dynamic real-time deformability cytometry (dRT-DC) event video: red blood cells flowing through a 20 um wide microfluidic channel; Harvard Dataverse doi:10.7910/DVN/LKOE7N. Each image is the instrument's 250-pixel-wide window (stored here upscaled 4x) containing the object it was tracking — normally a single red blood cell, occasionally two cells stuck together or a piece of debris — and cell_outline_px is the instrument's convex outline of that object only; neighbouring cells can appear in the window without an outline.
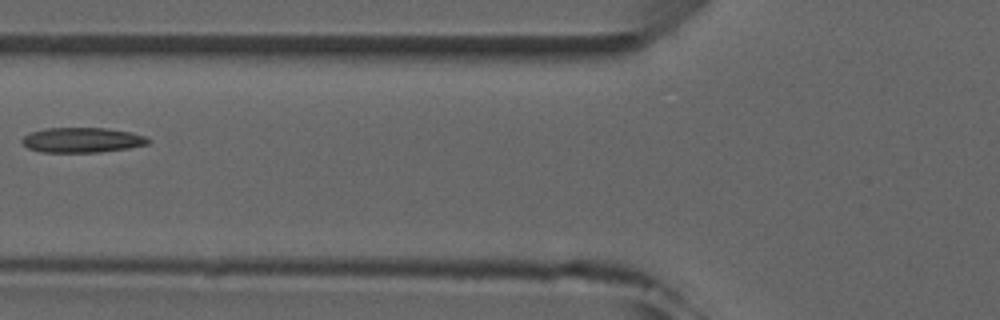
{"species": "common noctule bat (a hibernating species)", "species_latin": "Nyctalus noctula", "temperature_condition": "room temperature", "stored_images_in_passage": 6, "camera_frame_rate_fps": 3000, "um_per_image_px": 0.085, "animal": {"sex": "male", "forearm_length_mm": 52.5}, "frame": {"image": 1, "passage_image": 6, "time_ms": 5.667, "image_size_px": [1000, 320], "cell_outline_px": [[152, 140], [148, 144], [128, 148], [100, 152], [40, 152], [28, 148], [20, 140], [28, 132], [44, 128], [104, 128], [132, 132], [144, 136]], "centroid_in_image_um": [6.96, 11.9], "position_along_channel_um": 118.8, "area_um2": 18.5}}